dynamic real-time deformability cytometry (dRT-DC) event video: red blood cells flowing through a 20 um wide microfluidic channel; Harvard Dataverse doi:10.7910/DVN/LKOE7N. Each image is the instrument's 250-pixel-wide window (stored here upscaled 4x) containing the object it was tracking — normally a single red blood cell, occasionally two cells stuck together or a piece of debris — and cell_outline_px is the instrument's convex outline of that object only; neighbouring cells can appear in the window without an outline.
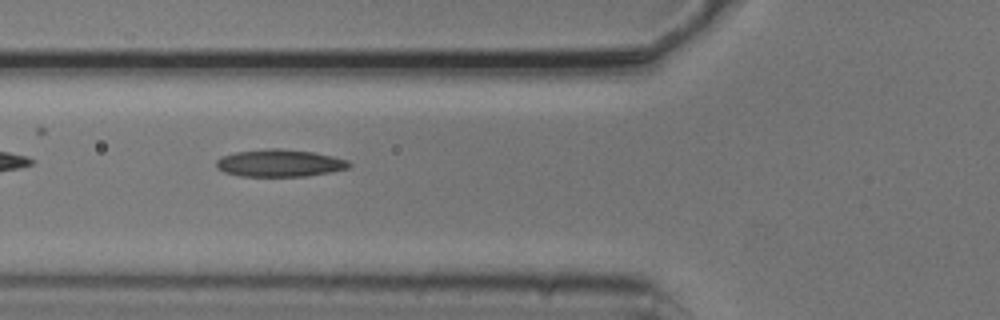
{"species": "common noctule bat (a hibernating species)", "species_latin": "Nyctalus noctula", "temperature_condition": "cold", "stored_images_in_passage": 6, "camera_frame_rate_fps": 3000, "um_per_image_px": 0.085, "animal": {"sex": "male", "body_mass_g": 20.5, "forearm_length_mm": 52.5}, "frame": {"image": 1, "passage_image": 5, "time_ms": 1.333, "image_size_px": [1000, 320], "cell_outline_px": [[352, 164], [348, 168], [308, 176], [240, 176], [224, 172], [216, 168], [216, 160], [220, 156], [236, 152], [268, 148], [280, 148], [312, 152], [332, 156], [348, 160]], "centroid_in_image_um": [23.73, 13.86], "position_along_channel_um": 102.1, "area_um2": 21.15}}
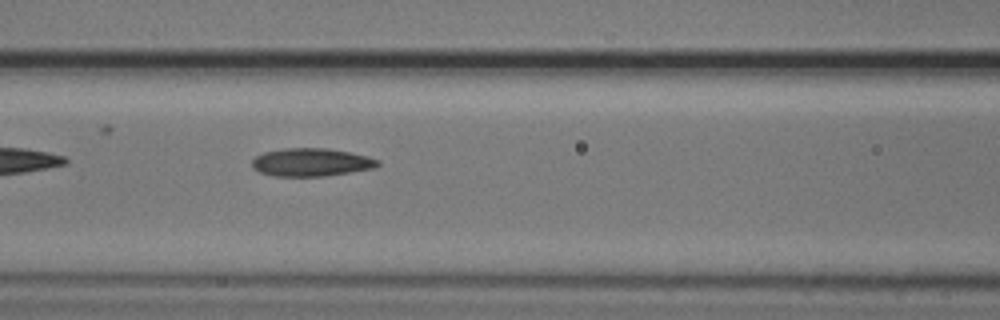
{"frame": {"image": 2, "passage_image": 6, "time_ms": 1.667, "image_size_px": [1000, 320], "cell_outline_px": [[380, 164], [376, 168], [324, 176], [272, 176], [260, 172], [252, 168], [252, 160], [256, 156], [264, 152], [284, 148], [328, 148], [368, 156], [380, 160]], "centroid_in_image_um": [26.46, 13.79], "position_along_channel_um": 140.1, "area_um2": 20.63}}